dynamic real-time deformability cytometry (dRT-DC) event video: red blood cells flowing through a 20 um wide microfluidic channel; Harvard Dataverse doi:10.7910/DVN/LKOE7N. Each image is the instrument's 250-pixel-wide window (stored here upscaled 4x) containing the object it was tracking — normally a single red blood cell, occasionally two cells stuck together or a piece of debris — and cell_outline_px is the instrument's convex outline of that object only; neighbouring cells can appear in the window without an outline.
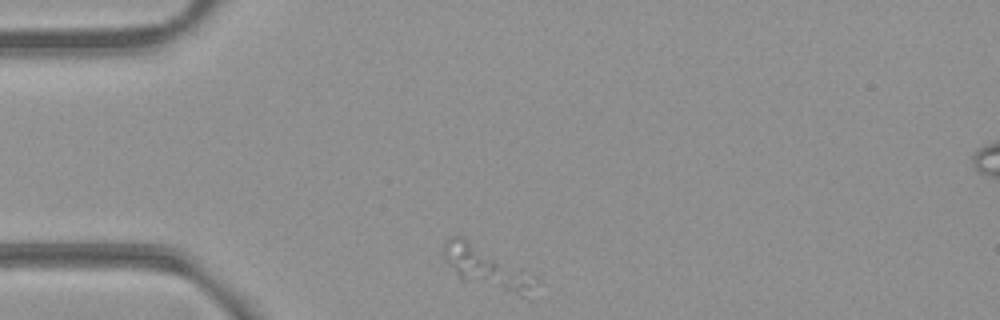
{"species": "common noctule bat (a hibernating species)", "species_latin": "Nyctalus noctula", "temperature_condition": "room temperature", "stored_images_in_passage": 32, "camera_frame_rate_fps": 3000, "um_per_image_px": 0.085, "animal": {"sex": "female", "body_mass_g": 21.9}, "frame": {"image": 1, "passage_image": 1, "time_ms": 0.0, "image_size_px": [1000, 320], "cell_outline_px": [[536, 280], [524, 296], [520, 296], [460, 280], [448, 264], [444, 256], [444, 244], [452, 236], [464, 236], [536, 276]], "centroid_in_image_um": [41.3, 22.72], "position_along_channel_um": 43.7, "area_um2": 21.96}}
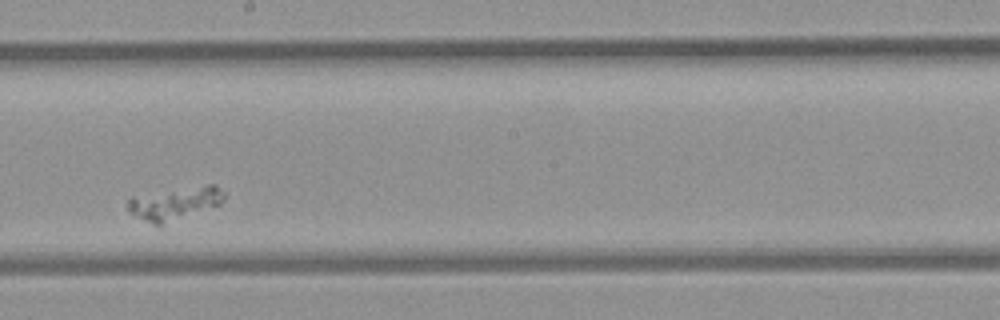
{"frame": {"image": 2, "passage_image": 19, "time_ms": 6.0, "image_size_px": [1000, 320], "cell_outline_px": [[228, 192], [224, 200], [220, 204], [160, 228], [128, 212], [128, 200], [132, 196], [208, 184], [216, 184]], "centroid_in_image_um": [14.92, 17.31], "position_along_channel_um": 233.3, "area_um2": 19.02}}
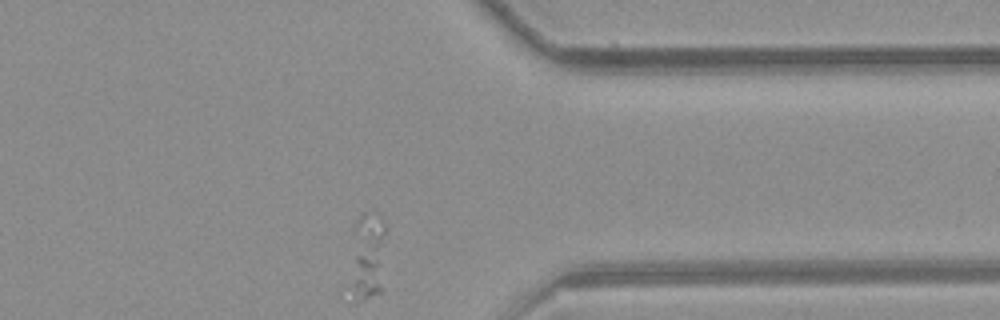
{"frame": {"image": 3, "passage_image": 32, "time_ms": 10.333, "image_size_px": [1000, 320], "cell_outline_px": [[384, 232], [380, 292], [356, 304], [352, 292], [352, 228], [356, 220], [364, 212], [376, 212], [384, 224]], "centroid_in_image_um": [31.2, 21.75], "position_along_channel_um": 380.2, "area_um2": 17.92}}